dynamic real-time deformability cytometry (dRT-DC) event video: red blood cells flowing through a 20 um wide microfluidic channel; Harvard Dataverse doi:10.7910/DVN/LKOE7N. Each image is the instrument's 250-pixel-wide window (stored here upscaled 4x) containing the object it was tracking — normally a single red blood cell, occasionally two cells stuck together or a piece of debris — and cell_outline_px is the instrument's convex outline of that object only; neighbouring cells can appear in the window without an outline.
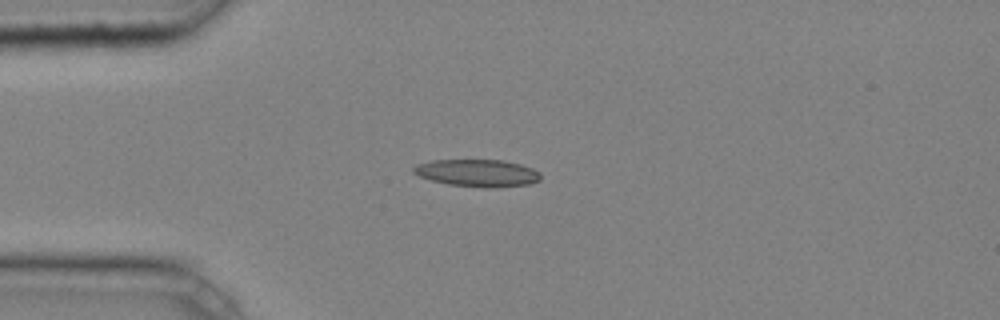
{"species": "common noctule bat (a hibernating species)", "species_latin": "Nyctalus noctula", "temperature_condition": "cold", "stored_images_in_passage": 4, "camera_frame_rate_fps": 3000, "um_per_image_px": 0.085, "animal": {"sex": "male", "body_mass_g": 20.4}, "frame": {"image": 1, "passage_image": 4, "time_ms": 1.0, "image_size_px": [1000, 320], "cell_outline_px": [[540, 180], [532, 184], [496, 188], [484, 188], [448, 184], [432, 180], [420, 176], [412, 172], [412, 168], [416, 164], [432, 160], [504, 160], [520, 164], [532, 168], [540, 172]], "centroid_in_image_um": [40.61, 14.71], "position_along_channel_um": 44.4, "area_um2": 20.4}}